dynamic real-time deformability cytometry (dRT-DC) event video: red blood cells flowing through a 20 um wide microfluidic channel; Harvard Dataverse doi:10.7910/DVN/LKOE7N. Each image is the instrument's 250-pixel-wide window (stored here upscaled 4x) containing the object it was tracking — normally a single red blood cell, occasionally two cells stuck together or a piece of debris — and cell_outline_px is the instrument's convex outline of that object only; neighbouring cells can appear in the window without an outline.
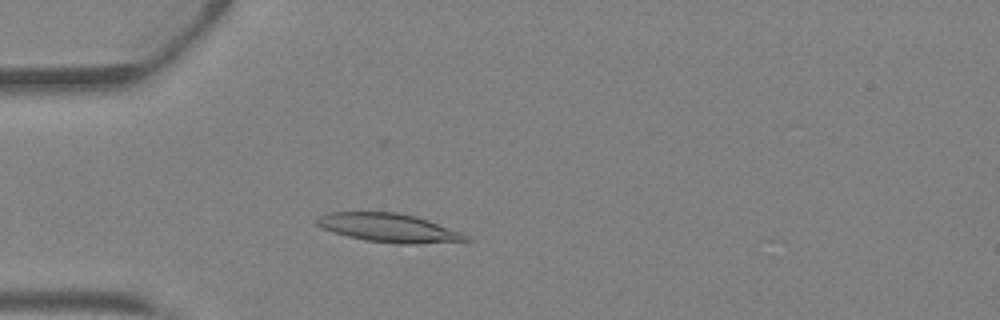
{"species": "Egyptian fruit bat (a non-hibernating species)", "species_latin": "Rousettus aegyptiacus", "temperature_condition": "warm", "stored_images_in_passage": 41, "camera_frame_rate_fps": 3000, "um_per_image_px": 0.085, "animal": {"sex": "female"}, "frame": {"image": 1, "passage_image": 10, "time_ms": 3.0, "image_size_px": [1000, 320], "cell_outline_px": [[472, 240], [416, 244], [396, 244], [364, 240], [348, 236], [324, 228], [316, 224], [316, 216], [328, 212], [400, 212], [416, 216], [428, 220], [460, 232], [468, 236]], "centroid_in_image_um": [33.03, 19.36], "position_along_channel_um": 52.0, "area_um2": 24.8}}
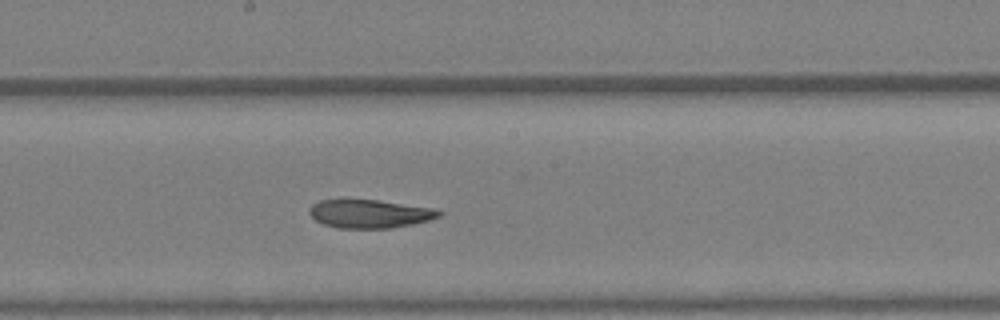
{"frame": {"image": 2, "passage_image": 21, "time_ms": 6.667, "image_size_px": [1000, 320], "cell_outline_px": [[444, 212], [440, 216], [428, 220], [412, 224], [392, 228], [340, 228], [324, 224], [316, 220], [308, 212], [312, 204], [320, 200], [344, 196], [380, 200], [436, 208]], "centroid_in_image_um": [31.4, 18.11], "position_along_channel_um": 216.8, "area_um2": 22.31}}
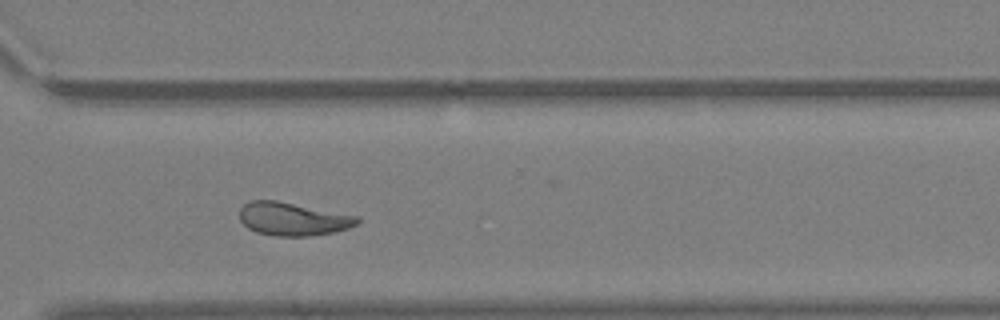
{"frame": {"image": 3, "passage_image": 29, "time_ms": 9.333, "image_size_px": [1000, 320], "cell_outline_px": [[360, 220], [356, 224], [348, 228], [332, 232], [308, 236], [276, 236], [256, 232], [248, 228], [240, 220], [240, 208], [244, 204], [252, 200], [276, 200], [360, 216]], "centroid_in_image_um": [24.89, 18.6], "position_along_channel_um": 345.7, "area_um2": 22.72}, "authors_computed_cell_mechanics": {"area_um2": 23.4668, "velocity_mm_per_s": 4.8423, "shape_relaxation_time_tau1_ms": 4.1158, "shape_relaxation_time_tau2_ms": 1.9888, "deformation_change_tau1": 0.1856, "deformation_change_tau2": 0.0942}}